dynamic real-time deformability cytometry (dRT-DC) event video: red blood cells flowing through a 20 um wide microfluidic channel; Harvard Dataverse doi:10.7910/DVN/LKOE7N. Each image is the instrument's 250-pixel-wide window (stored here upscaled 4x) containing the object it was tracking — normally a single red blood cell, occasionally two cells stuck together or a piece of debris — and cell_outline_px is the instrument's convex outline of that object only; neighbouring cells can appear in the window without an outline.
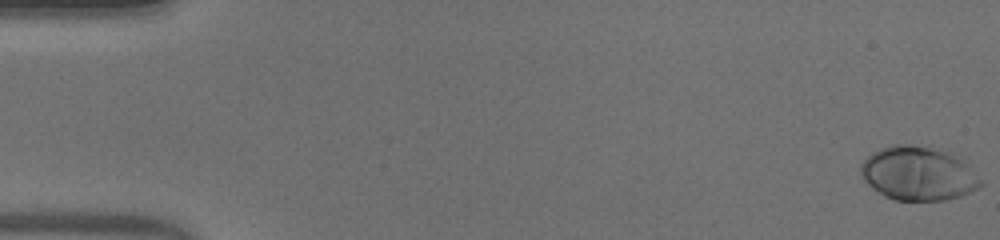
{"species": "human", "species_latin": "Homo sapiens", "temperature_condition": "warm", "stored_images_in_passage": 53, "camera_frame_rate_fps": 3000, "um_per_image_px": 0.085, "donor": {"sex": "male"}, "frame": {"image": 1, "passage_image": 1, "time_ms": 0.0, "image_size_px": [1000, 240], "cell_outline_px": [[984, 184], [960, 196], [944, 200], [896, 200], [884, 196], [872, 188], [864, 180], [860, 172], [860, 164], [872, 152], [880, 148], [892, 144], [908, 144], [948, 152], [964, 156]], "centroid_in_image_um": [78.07, 14.73], "position_along_channel_um": 6.9, "area_um2": 37.92}}
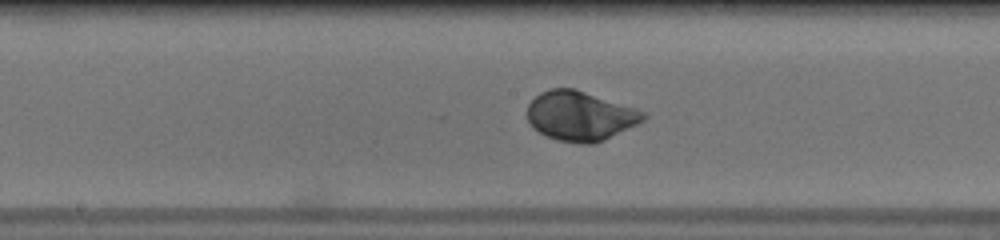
{"frame": {"image": 2, "passage_image": 28, "time_ms": 9.0, "image_size_px": [1000, 240], "cell_outline_px": [[648, 116], [644, 120], [604, 140], [592, 144], [580, 144], [556, 140], [544, 136], [532, 128], [528, 120], [528, 104], [540, 92], [548, 88], [572, 88], [636, 108], [644, 112]], "centroid_in_image_um": [49.28, 9.87], "position_along_channel_um": 198.9, "area_um2": 33.47}}
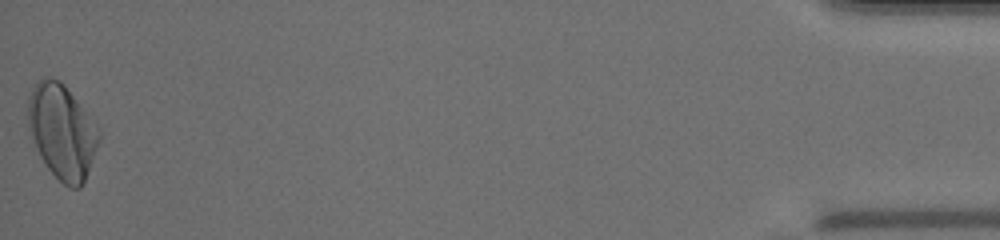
{"frame": {"image": 3, "passage_image": 53, "time_ms": 17.333, "image_size_px": [1000, 240], "cell_outline_px": [[100, 140], [84, 180], [80, 188], [72, 188], [64, 184], [48, 168], [40, 156], [28, 128], [28, 96], [32, 88], [40, 76], [48, 76], [60, 80], [64, 84], [100, 132]], "centroid_in_image_um": [5.23, 11.14], "position_along_channel_um": 430.0, "area_um2": 38.44}, "authors_computed_cell_mechanics": {"area_um2": 33.813, "velocity_mm_per_s": 3.9154, "shape_relaxation_time_tau1_ms": 2.1706, "shape_relaxation_time_tau2_ms": null, "deformation_change_tau1": 0.1511, "deformation_change_tau2": null}}